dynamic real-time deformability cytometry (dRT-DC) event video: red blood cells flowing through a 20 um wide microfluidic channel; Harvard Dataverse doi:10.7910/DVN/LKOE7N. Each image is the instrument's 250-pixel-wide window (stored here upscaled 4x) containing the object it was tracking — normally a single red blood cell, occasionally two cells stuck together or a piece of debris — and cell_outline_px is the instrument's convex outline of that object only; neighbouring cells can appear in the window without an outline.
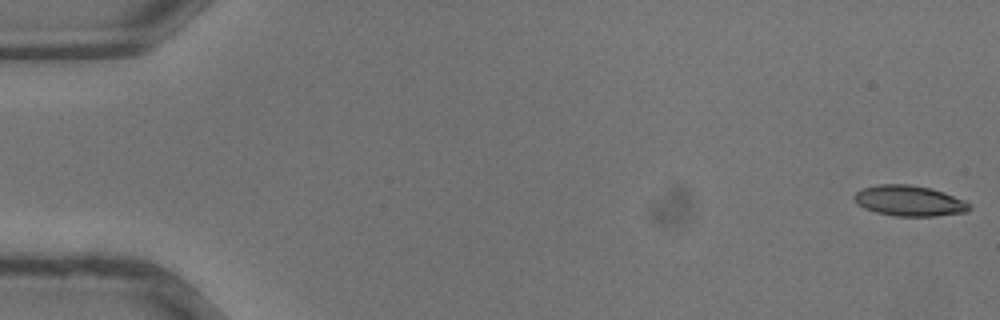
{"species": "common noctule bat (a hibernating species)", "species_latin": "Nyctalus noctula", "temperature_condition": "warm", "stored_images_in_passage": 36, "camera_frame_rate_fps": 3000, "um_per_image_px": 0.085, "animal": {"sex": "male", "body_mass_g": 13.3}, "frame": {"image": 1, "passage_image": 1, "time_ms": 0.0, "image_size_px": [1000, 320], "cell_outline_px": [[972, 208], [968, 212], [932, 216], [896, 216], [876, 212], [864, 208], [856, 204], [852, 196], [860, 188], [876, 184], [908, 184], [932, 188], [944, 192], [964, 200]], "centroid_in_image_um": [77.25, 17.06], "position_along_channel_um": 7.8, "area_um2": 20.75}}
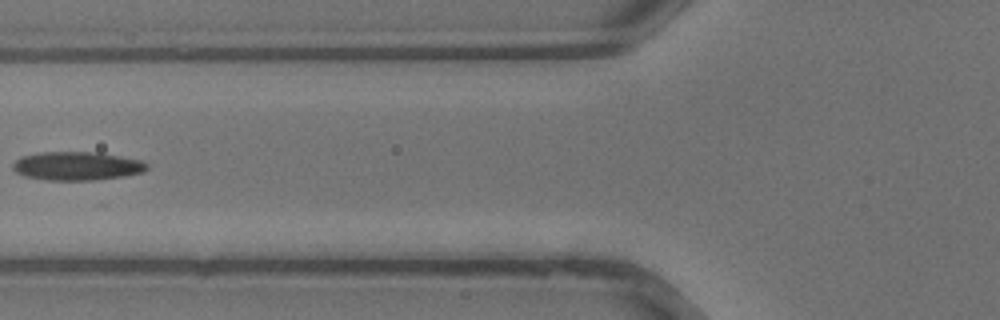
{"frame": {"image": 2, "passage_image": 15, "time_ms": 4.667, "image_size_px": [1000, 320], "cell_outline_px": [[148, 168], [144, 172], [124, 176], [96, 180], [48, 180], [24, 176], [16, 172], [12, 168], [12, 164], [20, 156], [36, 152], [100, 152], [144, 160], [148, 164]], "centroid_in_image_um": [6.56, 14.1], "position_along_channel_um": 119.2, "area_um2": 22.72}}
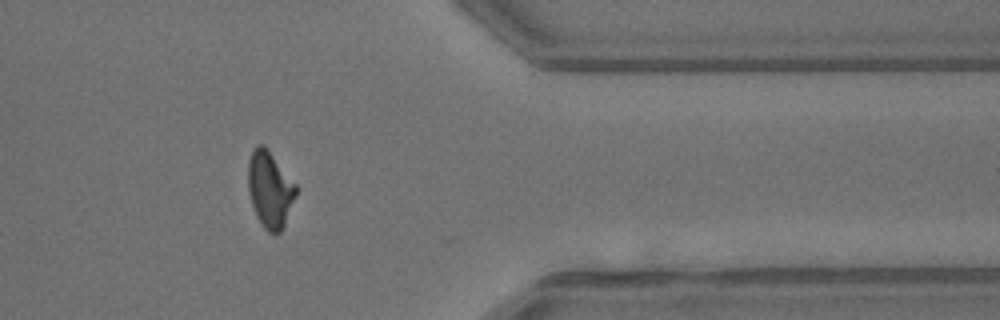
{"frame": {"image": 3, "passage_image": 30, "time_ms": 9.667, "image_size_px": [1000, 320], "cell_outline_px": [[296, 196], [284, 224], [280, 232], [268, 232], [264, 228], [256, 216], [252, 204], [248, 188], [248, 160], [256, 144], [264, 144], [268, 148], [296, 184]], "centroid_in_image_um": [22.93, 16.06], "position_along_channel_um": 388.5, "area_um2": 21.21}}